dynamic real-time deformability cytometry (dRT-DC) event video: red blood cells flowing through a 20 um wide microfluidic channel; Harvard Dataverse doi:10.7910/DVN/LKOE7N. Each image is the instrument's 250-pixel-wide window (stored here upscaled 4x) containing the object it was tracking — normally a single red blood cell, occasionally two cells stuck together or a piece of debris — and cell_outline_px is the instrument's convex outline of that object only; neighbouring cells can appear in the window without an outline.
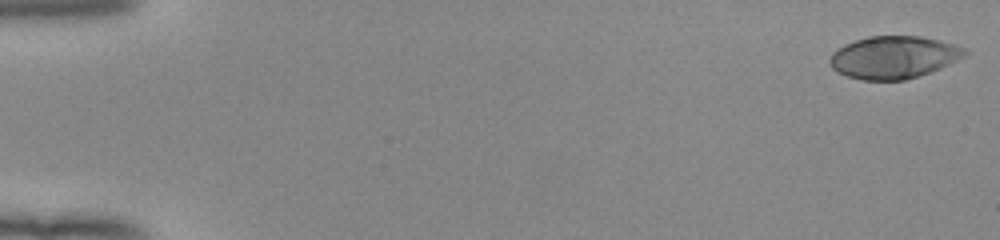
{"species": "human", "species_latin": "Homo sapiens", "temperature_condition": "room temperature", "stored_images_in_passage": 52, "camera_frame_rate_fps": 3000, "um_per_image_px": 0.085, "donor": {"sex": "female"}, "frame": {"image": 1, "passage_image": 1, "time_ms": 0.0, "image_size_px": [1000, 240], "cell_outline_px": [[968, 52], [964, 56], [940, 68], [904, 80], [860, 80], [836, 72], [832, 68], [828, 60], [832, 52], [844, 44], [868, 36], [920, 36], [968, 48]], "centroid_in_image_um": [75.92, 4.87], "position_along_channel_um": 9.1, "area_um2": 33.23}}
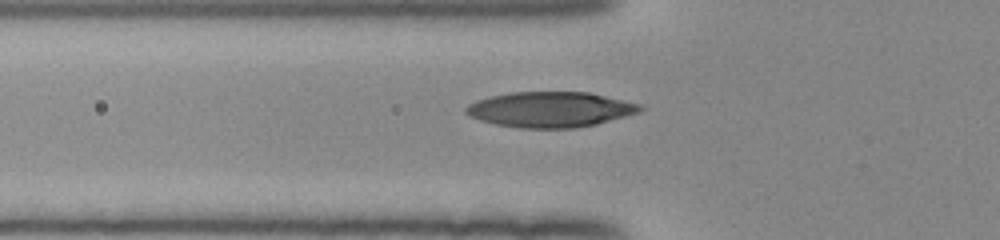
{"frame": {"image": 2, "passage_image": 19, "time_ms": 6.0, "image_size_px": [1000, 240], "cell_outline_px": [[644, 108], [640, 112], [596, 124], [576, 128], [520, 128], [496, 124], [480, 120], [464, 112], [464, 108], [468, 104], [476, 100], [488, 96], [512, 92], [588, 92], [640, 104]], "centroid_in_image_um": [46.75, 9.3], "position_along_channel_um": 79.1, "area_um2": 35.89}}
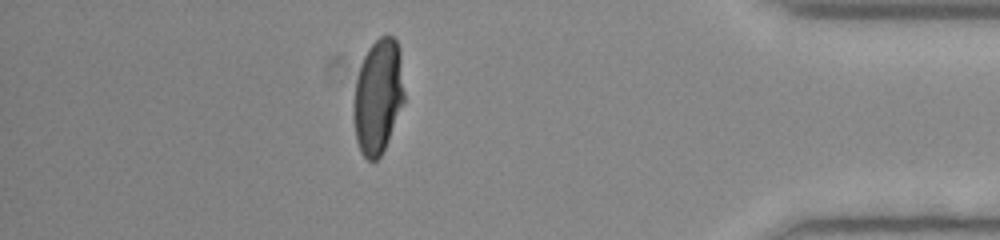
{"frame": {"image": 3, "passage_image": 46, "time_ms": 15.0, "image_size_px": [1000, 240], "cell_outline_px": [[404, 104], [388, 140], [380, 156], [376, 160], [368, 160], [360, 152], [356, 140], [352, 116], [352, 104], [356, 80], [364, 56], [368, 48], [380, 36], [392, 36], [396, 40], [400, 48], [404, 92]], "centroid_in_image_um": [32.12, 8.21], "position_along_channel_um": 403.1, "area_um2": 34.16}, "authors_computed_cell_mechanics": {"area_um2": 34.6511, "velocity_mm_per_s": 3.9897, "shape_relaxation_time_tau1_ms": 4.3849, "shape_relaxation_time_tau2_ms": null, "deformation_change_tau1": 0.2218, "deformation_change_tau2": null}}